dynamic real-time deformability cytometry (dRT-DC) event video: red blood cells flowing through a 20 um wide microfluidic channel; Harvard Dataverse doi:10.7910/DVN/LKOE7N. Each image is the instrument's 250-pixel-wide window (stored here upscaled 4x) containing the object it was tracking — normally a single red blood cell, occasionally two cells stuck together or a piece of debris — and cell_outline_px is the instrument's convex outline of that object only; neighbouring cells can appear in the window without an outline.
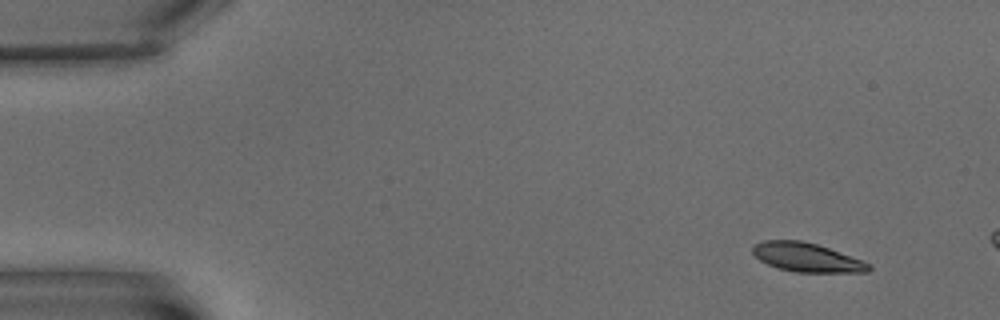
{"species": "common noctule bat (a hibernating species)", "species_latin": "Nyctalus noctula", "temperature_condition": "warm", "stored_images_in_passage": 3, "camera_frame_rate_fps": 3000, "um_per_image_px": 0.085, "animal": {"sex": "male", "body_mass_g": 15.6}, "frame": {"image": 1, "passage_image": 1, "time_ms": 0.0, "image_size_px": [1000, 320], "cell_outline_px": [[872, 268], [868, 272], [796, 272], [776, 268], [760, 260], [752, 252], [752, 248], [756, 244], [764, 240], [800, 240], [816, 244], [828, 248], [872, 264]], "centroid_in_image_um": [68.57, 21.88], "position_along_channel_um": 16.4, "area_um2": 19.42}}